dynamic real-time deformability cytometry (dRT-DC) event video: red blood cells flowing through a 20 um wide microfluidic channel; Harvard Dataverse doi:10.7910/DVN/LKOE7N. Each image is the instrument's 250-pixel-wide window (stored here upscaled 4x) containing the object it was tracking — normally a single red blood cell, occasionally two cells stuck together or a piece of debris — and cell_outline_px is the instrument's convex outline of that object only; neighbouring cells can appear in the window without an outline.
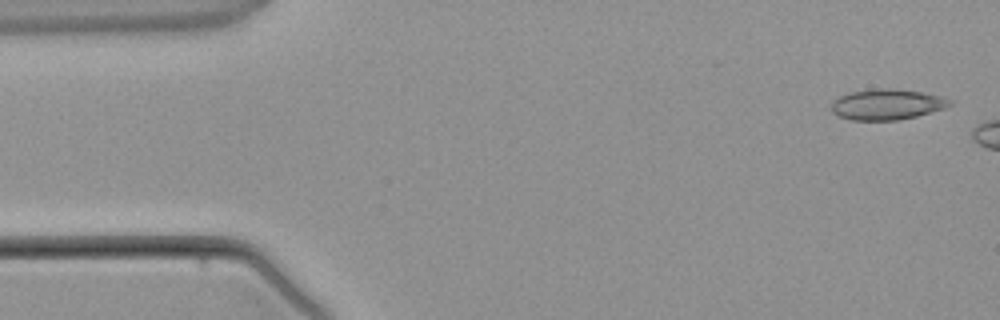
{"species": "common noctule bat (a hibernating species)", "species_latin": "Nyctalus noctula", "temperature_condition": "warm", "stored_images_in_passage": 3, "camera_frame_rate_fps": 3000, "um_per_image_px": 0.085, "animal": {"sex": "male", "body_mass_g": 21.5, "forearm_length_mm": 52.0}, "frame": {"image": 1, "passage_image": 1, "time_ms": 0.0, "image_size_px": [1000, 320], "cell_outline_px": [[956, 100], [952, 104], [944, 108], [916, 116], [900, 120], [852, 120], [836, 116], [832, 112], [832, 100], [848, 92], [876, 88], [892, 88], [924, 92]], "centroid_in_image_um": [75.39, 8.87], "position_along_channel_um": 9.6, "area_um2": 21.44}}